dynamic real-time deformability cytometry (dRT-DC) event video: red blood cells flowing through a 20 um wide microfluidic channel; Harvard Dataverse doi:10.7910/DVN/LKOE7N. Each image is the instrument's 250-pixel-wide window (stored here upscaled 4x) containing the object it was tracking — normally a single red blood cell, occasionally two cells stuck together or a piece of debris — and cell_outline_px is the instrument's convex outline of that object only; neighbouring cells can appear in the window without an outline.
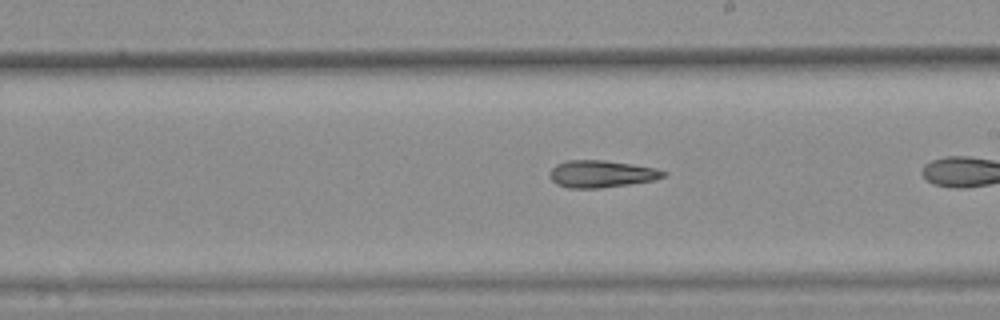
{"species": "common noctule bat (a hibernating species)", "species_latin": "Nyctalus noctula", "temperature_condition": "warm", "stored_images_in_passage": 16, "camera_frame_rate_fps": 3000, "um_per_image_px": 0.085, "animal": {"sex": "female", "body_mass_g": 25.1}, "frame": {"image": 1, "passage_image": 14, "time_ms": 4.333, "image_size_px": [1000, 320], "cell_outline_px": [[668, 172], [664, 176], [656, 180], [600, 188], [568, 188], [556, 184], [548, 176], [552, 168], [556, 164], [568, 160], [604, 160], [632, 164], [656, 168]], "centroid_in_image_um": [51.11, 14.78], "position_along_channel_um": 237.9, "area_um2": 18.03}}